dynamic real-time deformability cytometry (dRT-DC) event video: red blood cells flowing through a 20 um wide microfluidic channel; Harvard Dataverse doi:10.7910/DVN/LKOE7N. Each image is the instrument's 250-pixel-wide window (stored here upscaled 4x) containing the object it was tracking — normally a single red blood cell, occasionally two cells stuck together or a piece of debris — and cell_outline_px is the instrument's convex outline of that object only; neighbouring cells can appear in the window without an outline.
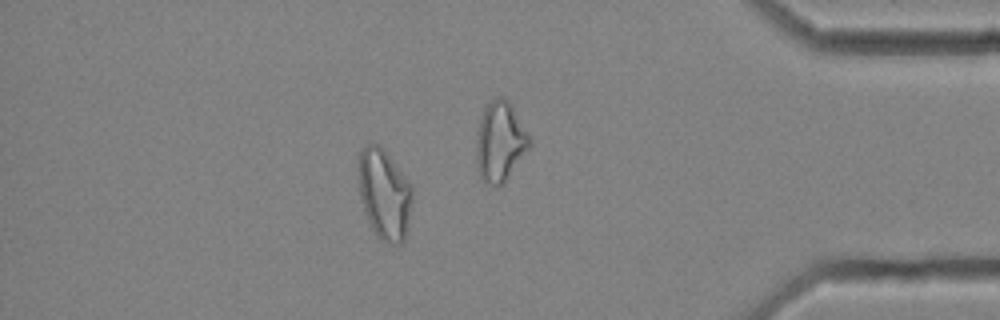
{"species": "common noctule bat (a hibernating species)", "species_latin": "Nyctalus noctula", "temperature_condition": "cold", "stored_images_in_passage": 58, "camera_frame_rate_fps": 3000, "um_per_image_px": 0.085, "animal": {"sex": "female", "body_mass_g": 25.1}, "frame": {"image": 1, "passage_image": 50, "time_ms": 16.333, "image_size_px": [1000, 320], "cell_outline_px": [[412, 200], [408, 228], [404, 240], [400, 244], [392, 244], [380, 240], [376, 236], [364, 212], [360, 196], [356, 168], [360, 152], [364, 144], [380, 144], [384, 148], [412, 184]], "centroid_in_image_um": [32.65, 16.47], "position_along_channel_um": 402.5, "area_um2": 29.13}, "authors_computed_cell_mechanics": {"area_um2": 28.2642, "velocity_mm_per_s": 3.5653, "shape_relaxation_time_tau1_ms": null, "shape_relaxation_time_tau2_ms": 4.2409, "deformation_change_tau1": null, "deformation_change_tau2": 0.1113}}